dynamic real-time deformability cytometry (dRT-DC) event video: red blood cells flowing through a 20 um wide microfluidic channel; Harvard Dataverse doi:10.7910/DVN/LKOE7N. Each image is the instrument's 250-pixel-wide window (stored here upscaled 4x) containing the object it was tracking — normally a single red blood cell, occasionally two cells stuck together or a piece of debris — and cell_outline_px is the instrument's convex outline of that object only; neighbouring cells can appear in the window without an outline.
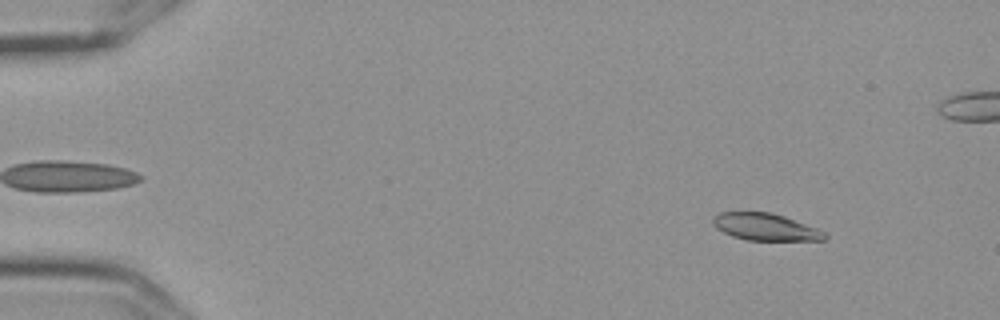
{"species": "Egyptian fruit bat (a non-hibernating species)", "species_latin": "Rousettus aegyptiacus", "temperature_condition": "cold", "stored_images_in_passage": 55, "camera_frame_rate_fps": 3000, "um_per_image_px": 0.085, "frame": {"image": 1, "passage_image": 4, "time_ms": 1.0, "image_size_px": [1000, 320], "cell_outline_px": [[828, 236], [824, 240], [748, 240], [732, 236], [716, 228], [712, 224], [712, 216], [720, 212], [772, 212], [784, 216], [816, 228], [824, 232]], "centroid_in_image_um": [65.02, 19.28], "position_along_channel_um": 20.0, "area_um2": 17.57}}
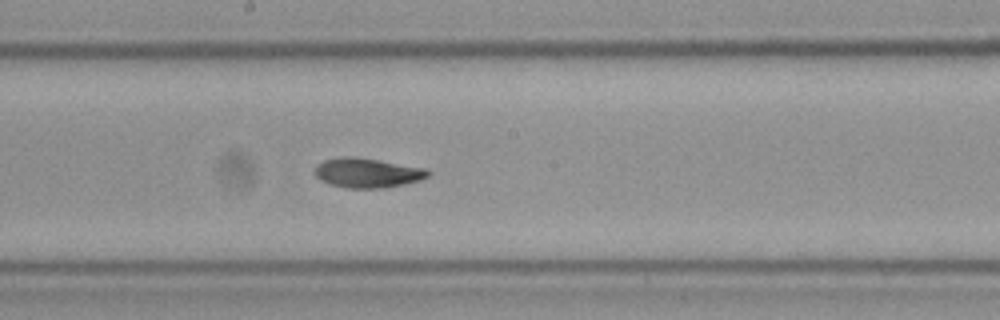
{"frame": {"image": 2, "passage_image": 29, "time_ms": 9.333, "image_size_px": [1000, 320], "cell_outline_px": [[432, 172], [428, 176], [420, 180], [404, 184], [384, 188], [344, 188], [320, 180], [316, 176], [316, 164], [324, 160], [340, 156], [352, 156], [424, 168]], "centroid_in_image_um": [31.21, 14.69], "position_along_channel_um": 217.0, "area_um2": 19.36}}
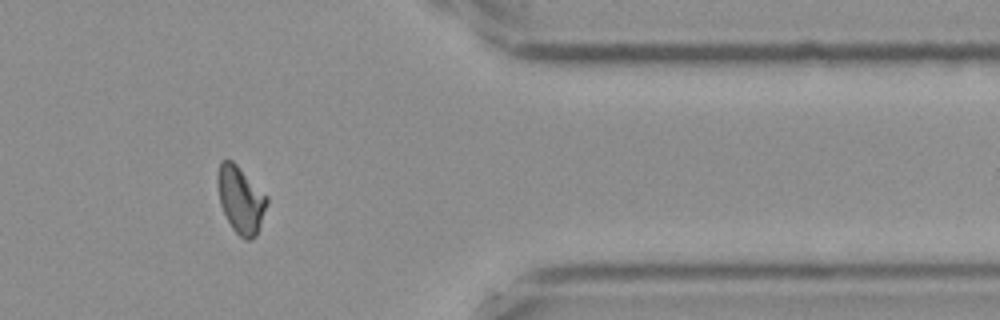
{"frame": {"image": 3, "passage_image": 45, "time_ms": 14.667, "image_size_px": [1000, 320], "cell_outline_px": [[268, 204], [256, 236], [252, 240], [244, 240], [232, 228], [220, 204], [216, 180], [216, 176], [220, 160], [232, 160], [268, 196]], "centroid_in_image_um": [20.46, 16.97], "position_along_channel_um": 390.9, "area_um2": 19.36}, "authors_computed_cell_mechanics": {"area_um2": 19.1318, "velocity_mm_per_s": 3.5837, "shape_relaxation_time_tau1_ms": 6.376, "shape_relaxation_time_tau2_ms": 3.6817, "deformation_change_tau1": 0.1585, "deformation_change_tau2": 0.0757}}